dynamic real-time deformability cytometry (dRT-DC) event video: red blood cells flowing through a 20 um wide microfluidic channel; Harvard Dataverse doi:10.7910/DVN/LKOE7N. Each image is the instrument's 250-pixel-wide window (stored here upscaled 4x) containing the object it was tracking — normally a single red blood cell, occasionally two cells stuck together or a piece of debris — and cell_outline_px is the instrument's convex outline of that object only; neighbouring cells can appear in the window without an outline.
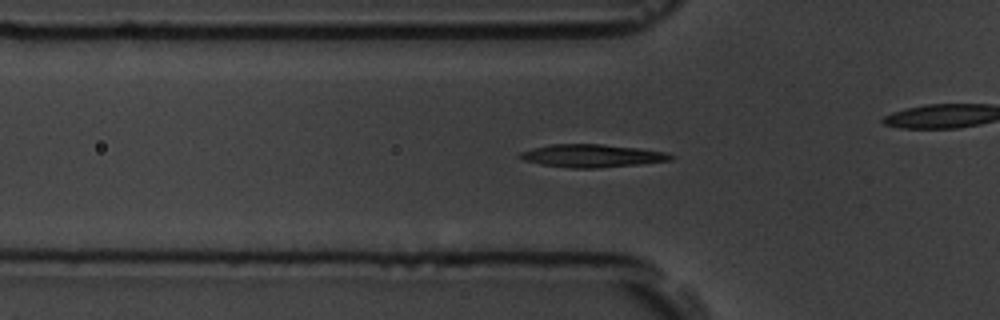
{"species": "common noctule bat (a hibernating species)", "species_latin": "Nyctalus noctula", "temperature_condition": "room temperature", "stored_images_in_passage": 58, "camera_frame_rate_fps": 3000, "um_per_image_px": 0.085, "animal": {"sex": "male", "body_mass_g": 19.5, "forearm_length_mm": 54.6}, "frame": {"image": 1, "passage_image": 19, "time_ms": 6.0, "image_size_px": [1000, 320], "cell_outline_px": [[676, 156], [672, 160], [600, 168], [572, 168], [540, 164], [524, 160], [516, 156], [520, 152], [532, 148], [552, 144], [604, 144], [640, 148], [668, 152]], "centroid_in_image_um": [50.33, 13.23], "position_along_channel_um": 75.5, "area_um2": 20.23}}
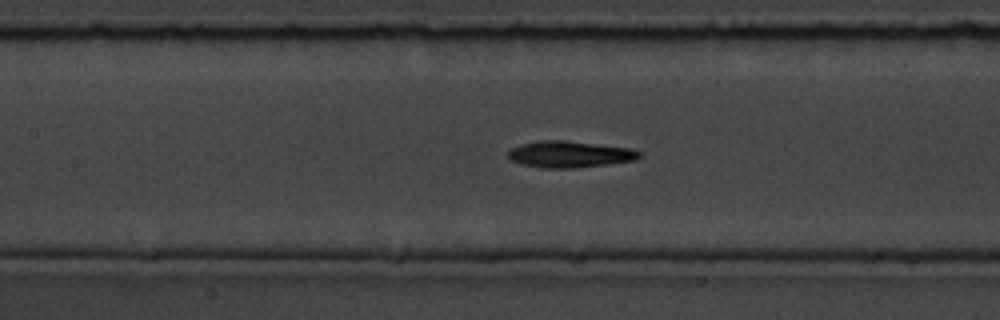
{"frame": {"image": 2, "passage_image": 26, "time_ms": 8.333, "image_size_px": [1000, 320], "cell_outline_px": [[640, 156], [636, 160], [608, 164], [572, 168], [544, 168], [524, 164], [512, 160], [508, 156], [508, 152], [512, 148], [524, 144], [540, 140], [564, 140], [628, 148], [640, 152]], "centroid_in_image_um": [48.43, 13.11], "position_along_channel_um": 159.0, "area_um2": 19.83}}
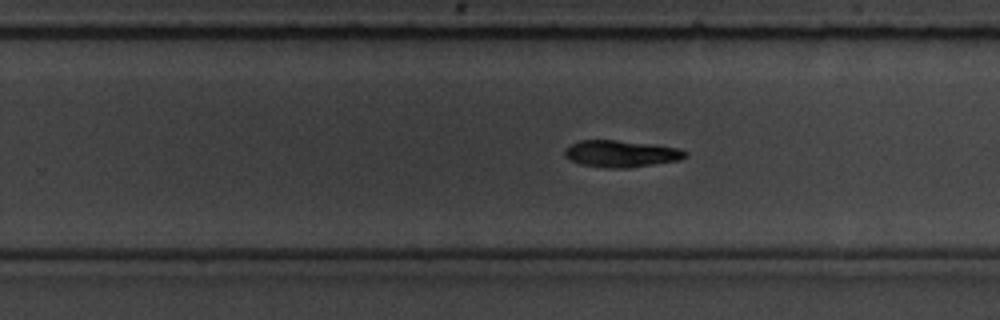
{"frame": {"image": 3, "passage_image": 36, "time_ms": 11.667, "image_size_px": [1000, 320], "cell_outline_px": [[688, 156], [680, 160], [628, 168], [604, 168], [580, 164], [568, 160], [564, 156], [564, 148], [580, 140], [616, 140], [652, 144], [680, 148], [688, 152]], "centroid_in_image_um": [52.78, 13.07], "position_along_channel_um": 277.0, "area_um2": 19.07}, "authors_computed_cell_mechanics": {"area_um2": 19.074, "velocity_mm_per_s": 3.5673, "shape_relaxation_time_tau1_ms": 2.4885, "shape_relaxation_time_tau2_ms": null, "deformation_change_tau1": 0.1126, "deformation_change_tau2": null}}